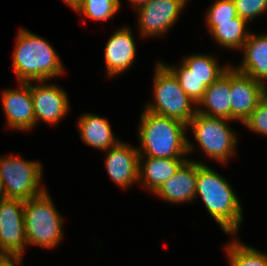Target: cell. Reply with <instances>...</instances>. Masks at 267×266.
<instances>
[{"instance_id": "6da1fadb", "label": "cell", "mask_w": 267, "mask_h": 266, "mask_svg": "<svg viewBox=\"0 0 267 266\" xmlns=\"http://www.w3.org/2000/svg\"><path fill=\"white\" fill-rule=\"evenodd\" d=\"M137 130L139 157L186 158L196 145L187 137V125L144 109Z\"/></svg>"}, {"instance_id": "7a4b0ae2", "label": "cell", "mask_w": 267, "mask_h": 266, "mask_svg": "<svg viewBox=\"0 0 267 266\" xmlns=\"http://www.w3.org/2000/svg\"><path fill=\"white\" fill-rule=\"evenodd\" d=\"M223 175L197 161L196 195L225 234L236 235L243 223L238 195Z\"/></svg>"}, {"instance_id": "3957f363", "label": "cell", "mask_w": 267, "mask_h": 266, "mask_svg": "<svg viewBox=\"0 0 267 266\" xmlns=\"http://www.w3.org/2000/svg\"><path fill=\"white\" fill-rule=\"evenodd\" d=\"M18 31L12 53V67L18 82L51 81L64 74L65 67L47 40L24 27Z\"/></svg>"}, {"instance_id": "277c9868", "label": "cell", "mask_w": 267, "mask_h": 266, "mask_svg": "<svg viewBox=\"0 0 267 266\" xmlns=\"http://www.w3.org/2000/svg\"><path fill=\"white\" fill-rule=\"evenodd\" d=\"M48 191L46 189L42 194L24 201V226L29 246L52 249L63 240L64 218L57 211Z\"/></svg>"}, {"instance_id": "5b68a950", "label": "cell", "mask_w": 267, "mask_h": 266, "mask_svg": "<svg viewBox=\"0 0 267 266\" xmlns=\"http://www.w3.org/2000/svg\"><path fill=\"white\" fill-rule=\"evenodd\" d=\"M154 72L152 92L154 100L147 103L145 110L188 125L197 113L196 104L180 87L174 74L162 62H157ZM194 105L195 107H193Z\"/></svg>"}, {"instance_id": "8992f818", "label": "cell", "mask_w": 267, "mask_h": 266, "mask_svg": "<svg viewBox=\"0 0 267 266\" xmlns=\"http://www.w3.org/2000/svg\"><path fill=\"white\" fill-rule=\"evenodd\" d=\"M232 120L196 113L187 125L208 158L226 164L234 157L238 138L228 125ZM190 127V128H189Z\"/></svg>"}, {"instance_id": "52a82bcc", "label": "cell", "mask_w": 267, "mask_h": 266, "mask_svg": "<svg viewBox=\"0 0 267 266\" xmlns=\"http://www.w3.org/2000/svg\"><path fill=\"white\" fill-rule=\"evenodd\" d=\"M42 164L15 155L0 156V178L5 198L29 200L42 194ZM42 185V186H41Z\"/></svg>"}, {"instance_id": "ba28073f", "label": "cell", "mask_w": 267, "mask_h": 266, "mask_svg": "<svg viewBox=\"0 0 267 266\" xmlns=\"http://www.w3.org/2000/svg\"><path fill=\"white\" fill-rule=\"evenodd\" d=\"M27 247L24 226V201L0 199V251L3 254L23 256Z\"/></svg>"}, {"instance_id": "9c48e42d", "label": "cell", "mask_w": 267, "mask_h": 266, "mask_svg": "<svg viewBox=\"0 0 267 266\" xmlns=\"http://www.w3.org/2000/svg\"><path fill=\"white\" fill-rule=\"evenodd\" d=\"M187 2L188 0H151L136 9L140 35L144 38L165 35L175 25Z\"/></svg>"}, {"instance_id": "30bf717a", "label": "cell", "mask_w": 267, "mask_h": 266, "mask_svg": "<svg viewBox=\"0 0 267 266\" xmlns=\"http://www.w3.org/2000/svg\"><path fill=\"white\" fill-rule=\"evenodd\" d=\"M35 113V126L41 120L56 125L69 114V98L64 89L46 81L30 82Z\"/></svg>"}, {"instance_id": "8fae6325", "label": "cell", "mask_w": 267, "mask_h": 266, "mask_svg": "<svg viewBox=\"0 0 267 266\" xmlns=\"http://www.w3.org/2000/svg\"><path fill=\"white\" fill-rule=\"evenodd\" d=\"M266 86L230 65L231 120L242 124L263 101Z\"/></svg>"}, {"instance_id": "7c38bea8", "label": "cell", "mask_w": 267, "mask_h": 266, "mask_svg": "<svg viewBox=\"0 0 267 266\" xmlns=\"http://www.w3.org/2000/svg\"><path fill=\"white\" fill-rule=\"evenodd\" d=\"M18 88L1 93V104L7 127L12 130L30 131L35 128V113L30 91V82H19Z\"/></svg>"}, {"instance_id": "4fadbf2b", "label": "cell", "mask_w": 267, "mask_h": 266, "mask_svg": "<svg viewBox=\"0 0 267 266\" xmlns=\"http://www.w3.org/2000/svg\"><path fill=\"white\" fill-rule=\"evenodd\" d=\"M105 154L106 171L117 186L127 189L129 186L138 184V147L120 140L115 146L107 149Z\"/></svg>"}, {"instance_id": "5bb4252c", "label": "cell", "mask_w": 267, "mask_h": 266, "mask_svg": "<svg viewBox=\"0 0 267 266\" xmlns=\"http://www.w3.org/2000/svg\"><path fill=\"white\" fill-rule=\"evenodd\" d=\"M128 26L113 32L105 46L107 77L113 78L130 69L136 57V42Z\"/></svg>"}, {"instance_id": "9a60e30c", "label": "cell", "mask_w": 267, "mask_h": 266, "mask_svg": "<svg viewBox=\"0 0 267 266\" xmlns=\"http://www.w3.org/2000/svg\"><path fill=\"white\" fill-rule=\"evenodd\" d=\"M197 160L189 158L165 181L154 195L173 204L192 203L196 195Z\"/></svg>"}, {"instance_id": "2e32d148", "label": "cell", "mask_w": 267, "mask_h": 266, "mask_svg": "<svg viewBox=\"0 0 267 266\" xmlns=\"http://www.w3.org/2000/svg\"><path fill=\"white\" fill-rule=\"evenodd\" d=\"M243 58L237 66V71L250 76L267 86V33H250L242 49Z\"/></svg>"}, {"instance_id": "e0dca14e", "label": "cell", "mask_w": 267, "mask_h": 266, "mask_svg": "<svg viewBox=\"0 0 267 266\" xmlns=\"http://www.w3.org/2000/svg\"><path fill=\"white\" fill-rule=\"evenodd\" d=\"M230 67L205 90L197 112L231 120Z\"/></svg>"}, {"instance_id": "ac0fdd59", "label": "cell", "mask_w": 267, "mask_h": 266, "mask_svg": "<svg viewBox=\"0 0 267 266\" xmlns=\"http://www.w3.org/2000/svg\"><path fill=\"white\" fill-rule=\"evenodd\" d=\"M188 159L139 157L138 183L153 194Z\"/></svg>"}, {"instance_id": "d6986e66", "label": "cell", "mask_w": 267, "mask_h": 266, "mask_svg": "<svg viewBox=\"0 0 267 266\" xmlns=\"http://www.w3.org/2000/svg\"><path fill=\"white\" fill-rule=\"evenodd\" d=\"M77 129L82 141L99 151H106L120 141L115 137L109 120L94 113L82 114Z\"/></svg>"}, {"instance_id": "ffe728a7", "label": "cell", "mask_w": 267, "mask_h": 266, "mask_svg": "<svg viewBox=\"0 0 267 266\" xmlns=\"http://www.w3.org/2000/svg\"><path fill=\"white\" fill-rule=\"evenodd\" d=\"M247 24V21L237 16L232 21L217 22L210 35L219 46L239 51L251 33L247 30Z\"/></svg>"}, {"instance_id": "44dd1931", "label": "cell", "mask_w": 267, "mask_h": 266, "mask_svg": "<svg viewBox=\"0 0 267 266\" xmlns=\"http://www.w3.org/2000/svg\"><path fill=\"white\" fill-rule=\"evenodd\" d=\"M194 75L203 79L208 87L221 77L231 64L220 66L213 54H191L181 61Z\"/></svg>"}, {"instance_id": "7402d4cb", "label": "cell", "mask_w": 267, "mask_h": 266, "mask_svg": "<svg viewBox=\"0 0 267 266\" xmlns=\"http://www.w3.org/2000/svg\"><path fill=\"white\" fill-rule=\"evenodd\" d=\"M233 237L234 240L224 248L229 266H267V253L239 242L235 235Z\"/></svg>"}, {"instance_id": "603a6c76", "label": "cell", "mask_w": 267, "mask_h": 266, "mask_svg": "<svg viewBox=\"0 0 267 266\" xmlns=\"http://www.w3.org/2000/svg\"><path fill=\"white\" fill-rule=\"evenodd\" d=\"M121 8L120 0H82L74 12L93 21H109Z\"/></svg>"}, {"instance_id": "cb8c5ba5", "label": "cell", "mask_w": 267, "mask_h": 266, "mask_svg": "<svg viewBox=\"0 0 267 266\" xmlns=\"http://www.w3.org/2000/svg\"><path fill=\"white\" fill-rule=\"evenodd\" d=\"M178 79L180 87L197 105L202 99L207 86L203 83V79L197 77L181 62L179 67L176 65H169L162 62Z\"/></svg>"}, {"instance_id": "d4e9b609", "label": "cell", "mask_w": 267, "mask_h": 266, "mask_svg": "<svg viewBox=\"0 0 267 266\" xmlns=\"http://www.w3.org/2000/svg\"><path fill=\"white\" fill-rule=\"evenodd\" d=\"M206 12L209 33L217 26V22L232 21L238 16L233 0H214Z\"/></svg>"}, {"instance_id": "484cf974", "label": "cell", "mask_w": 267, "mask_h": 266, "mask_svg": "<svg viewBox=\"0 0 267 266\" xmlns=\"http://www.w3.org/2000/svg\"><path fill=\"white\" fill-rule=\"evenodd\" d=\"M239 17L247 21H255L267 11V0H233Z\"/></svg>"}, {"instance_id": "4316f807", "label": "cell", "mask_w": 267, "mask_h": 266, "mask_svg": "<svg viewBox=\"0 0 267 266\" xmlns=\"http://www.w3.org/2000/svg\"><path fill=\"white\" fill-rule=\"evenodd\" d=\"M250 131L267 136V103L263 100L243 123Z\"/></svg>"}, {"instance_id": "83f0119b", "label": "cell", "mask_w": 267, "mask_h": 266, "mask_svg": "<svg viewBox=\"0 0 267 266\" xmlns=\"http://www.w3.org/2000/svg\"><path fill=\"white\" fill-rule=\"evenodd\" d=\"M22 257L19 255L3 254L0 256V266H18L22 263Z\"/></svg>"}, {"instance_id": "f1b7e54d", "label": "cell", "mask_w": 267, "mask_h": 266, "mask_svg": "<svg viewBox=\"0 0 267 266\" xmlns=\"http://www.w3.org/2000/svg\"><path fill=\"white\" fill-rule=\"evenodd\" d=\"M151 0H129L131 6L135 7V10L138 9L139 7L147 4Z\"/></svg>"}, {"instance_id": "f546056e", "label": "cell", "mask_w": 267, "mask_h": 266, "mask_svg": "<svg viewBox=\"0 0 267 266\" xmlns=\"http://www.w3.org/2000/svg\"><path fill=\"white\" fill-rule=\"evenodd\" d=\"M71 9L75 10L82 0H63Z\"/></svg>"}, {"instance_id": "4dcf8cb0", "label": "cell", "mask_w": 267, "mask_h": 266, "mask_svg": "<svg viewBox=\"0 0 267 266\" xmlns=\"http://www.w3.org/2000/svg\"><path fill=\"white\" fill-rule=\"evenodd\" d=\"M5 198L4 196V188H3V184H2V180L0 178V199Z\"/></svg>"}, {"instance_id": "1f68e13d", "label": "cell", "mask_w": 267, "mask_h": 266, "mask_svg": "<svg viewBox=\"0 0 267 266\" xmlns=\"http://www.w3.org/2000/svg\"><path fill=\"white\" fill-rule=\"evenodd\" d=\"M263 100L267 103V86L265 88V91H264V98Z\"/></svg>"}]
</instances>
